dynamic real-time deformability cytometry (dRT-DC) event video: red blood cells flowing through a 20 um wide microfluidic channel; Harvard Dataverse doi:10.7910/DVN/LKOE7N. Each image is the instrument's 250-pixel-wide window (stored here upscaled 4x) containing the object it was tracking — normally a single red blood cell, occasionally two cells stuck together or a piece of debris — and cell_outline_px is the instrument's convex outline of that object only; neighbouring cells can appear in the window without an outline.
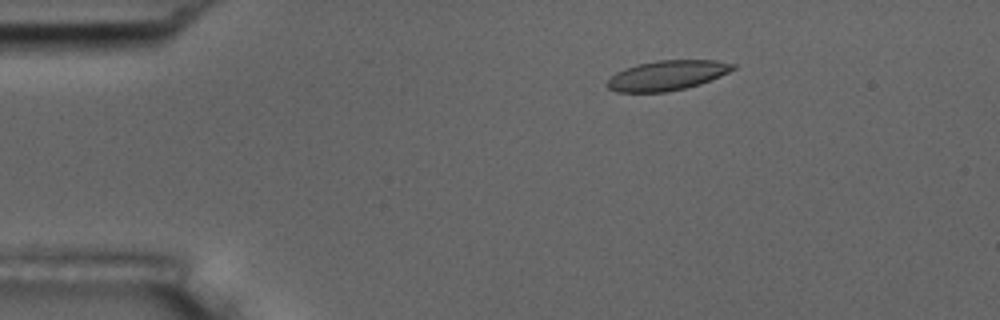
{"species": "common noctule bat (a hibernating species)", "species_latin": "Nyctalus noctula", "temperature_condition": "room temperature", "stored_images_in_passage": 9, "camera_frame_rate_fps": 3000, "um_per_image_px": 0.085, "animal": {"sex": "male", "body_mass_g": 17.5, "forearm_length_mm": 52.3}, "frame": {"image": 1, "passage_image": 3, "time_ms": 2.0, "image_size_px": [1000, 320], "cell_outline_px": [[736, 68], [720, 76], [700, 84], [668, 92], [616, 92], [608, 88], [604, 84], [616, 72], [624, 68], [636, 64], [660, 60], [716, 60], [736, 64]], "centroid_in_image_um": [56.68, 6.41], "position_along_channel_um": 28.3, "area_um2": 21.96}}
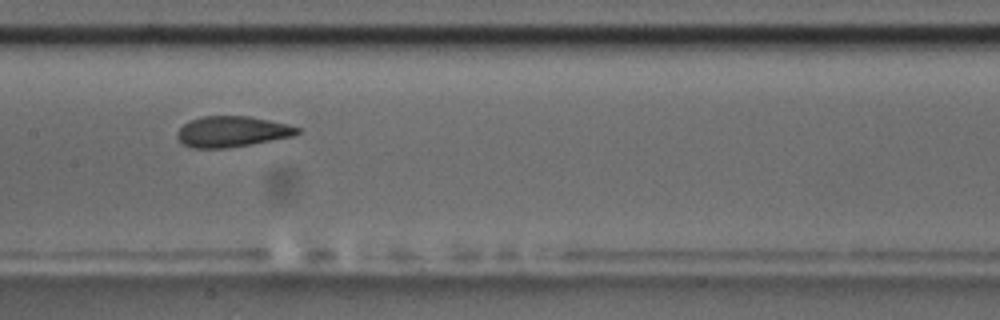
{"frame": {"image": 2, "passage_image": 8, "time_ms": 8.0, "image_size_px": [1000, 320], "cell_outline_px": [[300, 132], [296, 136], [252, 144], [228, 148], [192, 148], [184, 144], [176, 136], [176, 132], [184, 124], [192, 120], [204, 116], [248, 116], [268, 120], [300, 128]], "centroid_in_image_um": [19.73, 11.2], "position_along_channel_um": 187.7, "area_um2": 21.44}}
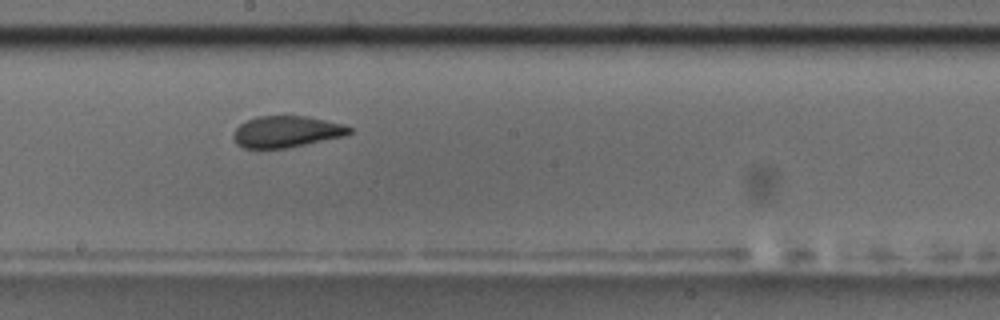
{"frame": {"image": 3, "passage_image": 9, "time_ms": 9.0, "image_size_px": [1000, 320], "cell_outline_px": [[352, 132], [348, 136], [288, 148], [244, 148], [236, 144], [232, 136], [236, 128], [240, 124], [256, 116], [308, 116], [344, 124], [352, 128]], "centroid_in_image_um": [24.4, 11.2], "position_along_channel_um": 223.8, "area_um2": 21.56}}